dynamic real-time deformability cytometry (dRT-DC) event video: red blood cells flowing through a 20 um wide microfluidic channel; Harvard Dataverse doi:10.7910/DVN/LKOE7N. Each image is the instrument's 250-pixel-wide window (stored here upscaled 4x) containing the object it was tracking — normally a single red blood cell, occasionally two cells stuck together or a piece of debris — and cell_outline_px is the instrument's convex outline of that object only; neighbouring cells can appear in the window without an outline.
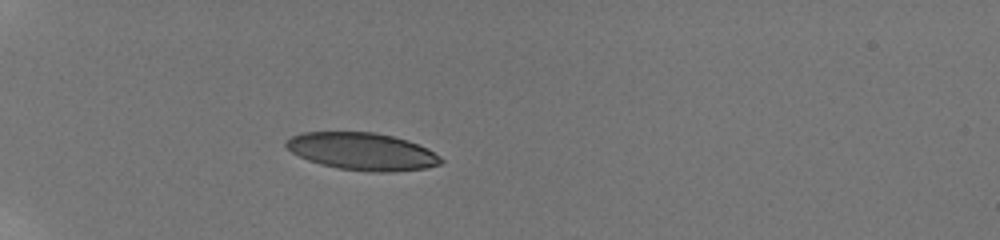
{"species": "human", "species_latin": "Homo sapiens", "temperature_condition": "room temperature", "stored_images_in_passage": 73, "camera_frame_rate_fps": 3000, "um_per_image_px": 0.085, "donor": {"sex": "male"}, "frame": {"image": 1, "passage_image": 1, "time_ms": 0.0, "image_size_px": [1000, 240], "cell_outline_px": [[444, 160], [440, 164], [424, 168], [388, 172], [368, 172], [336, 168], [320, 164], [308, 160], [292, 152], [284, 144], [284, 140], [292, 136], [304, 132], [372, 132], [392, 136], [408, 140], [428, 148], [440, 156]], "centroid_in_image_um": [30.78, 12.87], "position_along_channel_um": 54.2, "area_um2": 33.76}}
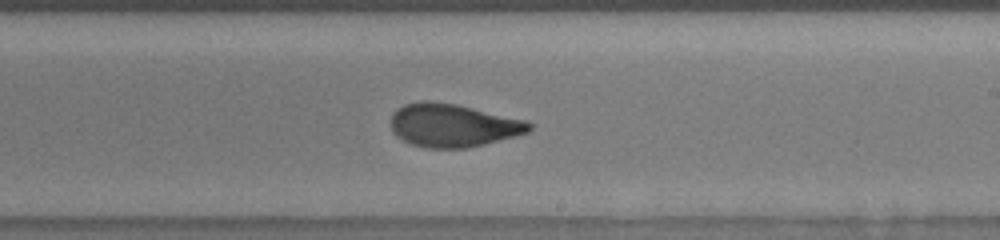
{"frame": {"image": 2, "passage_image": 52, "time_ms": 6.0, "image_size_px": [1000, 240], "cell_outline_px": [[532, 128], [528, 132], [516, 136], [484, 144], [464, 148], [424, 148], [412, 144], [396, 136], [392, 132], [392, 112], [396, 108], [404, 104], [420, 100], [424, 100], [456, 104], [528, 120], [532, 124]], "centroid_in_image_um": [38.5, 10.65], "position_along_channel_um": 250.5, "area_um2": 34.97}}
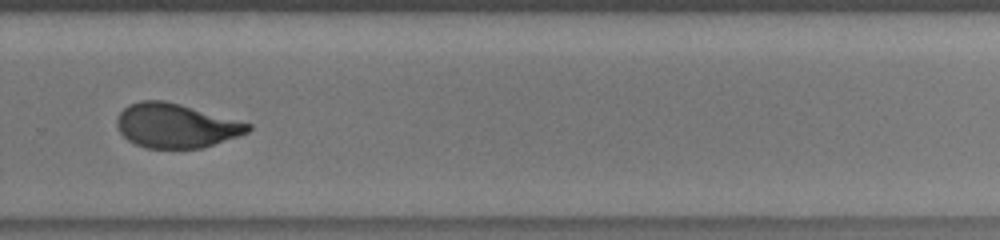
{"frame": {"image": 3, "passage_image": 66, "time_ms": 7.667, "image_size_px": [1000, 240], "cell_outline_px": [[252, 128], [248, 132], [200, 148], [144, 148], [128, 140], [120, 132], [116, 124], [116, 120], [120, 112], [128, 104], [140, 100], [164, 100], [180, 104], [252, 124]], "centroid_in_image_um": [14.91, 10.67], "position_along_channel_um": 314.9, "area_um2": 33.52}}